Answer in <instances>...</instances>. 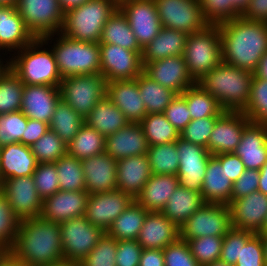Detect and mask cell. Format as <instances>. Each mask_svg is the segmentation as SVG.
Segmentation results:
<instances>
[{
  "mask_svg": "<svg viewBox=\"0 0 267 266\" xmlns=\"http://www.w3.org/2000/svg\"><path fill=\"white\" fill-rule=\"evenodd\" d=\"M261 234H262V238H267V224L264 228V231Z\"/></svg>",
  "mask_w": 267,
  "mask_h": 266,
  "instance_id": "75",
  "label": "cell"
},
{
  "mask_svg": "<svg viewBox=\"0 0 267 266\" xmlns=\"http://www.w3.org/2000/svg\"><path fill=\"white\" fill-rule=\"evenodd\" d=\"M86 191L89 194L117 190V161L106 152L81 160Z\"/></svg>",
  "mask_w": 267,
  "mask_h": 266,
  "instance_id": "21",
  "label": "cell"
},
{
  "mask_svg": "<svg viewBox=\"0 0 267 266\" xmlns=\"http://www.w3.org/2000/svg\"><path fill=\"white\" fill-rule=\"evenodd\" d=\"M143 72L176 94H182L197 82L191 77L183 55L167 57L143 65Z\"/></svg>",
  "mask_w": 267,
  "mask_h": 266,
  "instance_id": "20",
  "label": "cell"
},
{
  "mask_svg": "<svg viewBox=\"0 0 267 266\" xmlns=\"http://www.w3.org/2000/svg\"><path fill=\"white\" fill-rule=\"evenodd\" d=\"M217 118L218 117H206L191 120V122L180 133V138L184 141L201 145L208 150L209 138Z\"/></svg>",
  "mask_w": 267,
  "mask_h": 266,
  "instance_id": "55",
  "label": "cell"
},
{
  "mask_svg": "<svg viewBox=\"0 0 267 266\" xmlns=\"http://www.w3.org/2000/svg\"><path fill=\"white\" fill-rule=\"evenodd\" d=\"M257 78L267 80V52L262 56L259 61L258 68L254 72Z\"/></svg>",
  "mask_w": 267,
  "mask_h": 266,
  "instance_id": "67",
  "label": "cell"
},
{
  "mask_svg": "<svg viewBox=\"0 0 267 266\" xmlns=\"http://www.w3.org/2000/svg\"><path fill=\"white\" fill-rule=\"evenodd\" d=\"M149 144L139 122H129L105 138V152L118 161L146 154Z\"/></svg>",
  "mask_w": 267,
  "mask_h": 266,
  "instance_id": "25",
  "label": "cell"
},
{
  "mask_svg": "<svg viewBox=\"0 0 267 266\" xmlns=\"http://www.w3.org/2000/svg\"><path fill=\"white\" fill-rule=\"evenodd\" d=\"M187 103L191 120L206 117H219L224 110L217 100L197 83L181 94Z\"/></svg>",
  "mask_w": 267,
  "mask_h": 266,
  "instance_id": "41",
  "label": "cell"
},
{
  "mask_svg": "<svg viewBox=\"0 0 267 266\" xmlns=\"http://www.w3.org/2000/svg\"><path fill=\"white\" fill-rule=\"evenodd\" d=\"M24 84L6 62L0 67V114L21 110Z\"/></svg>",
  "mask_w": 267,
  "mask_h": 266,
  "instance_id": "39",
  "label": "cell"
},
{
  "mask_svg": "<svg viewBox=\"0 0 267 266\" xmlns=\"http://www.w3.org/2000/svg\"><path fill=\"white\" fill-rule=\"evenodd\" d=\"M89 193L59 190L43 200L40 216L55 223L85 214Z\"/></svg>",
  "mask_w": 267,
  "mask_h": 266,
  "instance_id": "22",
  "label": "cell"
},
{
  "mask_svg": "<svg viewBox=\"0 0 267 266\" xmlns=\"http://www.w3.org/2000/svg\"><path fill=\"white\" fill-rule=\"evenodd\" d=\"M142 251L137 240H117L116 266H139Z\"/></svg>",
  "mask_w": 267,
  "mask_h": 266,
  "instance_id": "59",
  "label": "cell"
},
{
  "mask_svg": "<svg viewBox=\"0 0 267 266\" xmlns=\"http://www.w3.org/2000/svg\"><path fill=\"white\" fill-rule=\"evenodd\" d=\"M8 252L0 245V262Z\"/></svg>",
  "mask_w": 267,
  "mask_h": 266,
  "instance_id": "73",
  "label": "cell"
},
{
  "mask_svg": "<svg viewBox=\"0 0 267 266\" xmlns=\"http://www.w3.org/2000/svg\"><path fill=\"white\" fill-rule=\"evenodd\" d=\"M119 8L142 49L159 34L162 25L154 0H120Z\"/></svg>",
  "mask_w": 267,
  "mask_h": 266,
  "instance_id": "14",
  "label": "cell"
},
{
  "mask_svg": "<svg viewBox=\"0 0 267 266\" xmlns=\"http://www.w3.org/2000/svg\"><path fill=\"white\" fill-rule=\"evenodd\" d=\"M250 0H233V6L242 14L247 8Z\"/></svg>",
  "mask_w": 267,
  "mask_h": 266,
  "instance_id": "69",
  "label": "cell"
},
{
  "mask_svg": "<svg viewBox=\"0 0 267 266\" xmlns=\"http://www.w3.org/2000/svg\"><path fill=\"white\" fill-rule=\"evenodd\" d=\"M179 167L177 177L182 187L201 193L203 179L209 158L212 156L207 148L177 140Z\"/></svg>",
  "mask_w": 267,
  "mask_h": 266,
  "instance_id": "16",
  "label": "cell"
},
{
  "mask_svg": "<svg viewBox=\"0 0 267 266\" xmlns=\"http://www.w3.org/2000/svg\"><path fill=\"white\" fill-rule=\"evenodd\" d=\"M203 204L200 192L179 185L161 213L180 228Z\"/></svg>",
  "mask_w": 267,
  "mask_h": 266,
  "instance_id": "34",
  "label": "cell"
},
{
  "mask_svg": "<svg viewBox=\"0 0 267 266\" xmlns=\"http://www.w3.org/2000/svg\"><path fill=\"white\" fill-rule=\"evenodd\" d=\"M18 0H0L1 6H16Z\"/></svg>",
  "mask_w": 267,
  "mask_h": 266,
  "instance_id": "71",
  "label": "cell"
},
{
  "mask_svg": "<svg viewBox=\"0 0 267 266\" xmlns=\"http://www.w3.org/2000/svg\"><path fill=\"white\" fill-rule=\"evenodd\" d=\"M117 240L106 232L97 245L79 263L81 266H116Z\"/></svg>",
  "mask_w": 267,
  "mask_h": 266,
  "instance_id": "51",
  "label": "cell"
},
{
  "mask_svg": "<svg viewBox=\"0 0 267 266\" xmlns=\"http://www.w3.org/2000/svg\"><path fill=\"white\" fill-rule=\"evenodd\" d=\"M151 168L146 154L126 157L117 161V190L135 199L149 180Z\"/></svg>",
  "mask_w": 267,
  "mask_h": 266,
  "instance_id": "30",
  "label": "cell"
},
{
  "mask_svg": "<svg viewBox=\"0 0 267 266\" xmlns=\"http://www.w3.org/2000/svg\"><path fill=\"white\" fill-rule=\"evenodd\" d=\"M9 253L30 266H49L64 262L60 223L41 216L21 220L18 236Z\"/></svg>",
  "mask_w": 267,
  "mask_h": 266,
  "instance_id": "2",
  "label": "cell"
},
{
  "mask_svg": "<svg viewBox=\"0 0 267 266\" xmlns=\"http://www.w3.org/2000/svg\"><path fill=\"white\" fill-rule=\"evenodd\" d=\"M140 97L144 102L147 114L164 113L171 100L177 95L171 89L160 85L142 72L136 79Z\"/></svg>",
  "mask_w": 267,
  "mask_h": 266,
  "instance_id": "38",
  "label": "cell"
},
{
  "mask_svg": "<svg viewBox=\"0 0 267 266\" xmlns=\"http://www.w3.org/2000/svg\"><path fill=\"white\" fill-rule=\"evenodd\" d=\"M88 1L89 0H58L61 10L64 14L71 9L82 6Z\"/></svg>",
  "mask_w": 267,
  "mask_h": 266,
  "instance_id": "65",
  "label": "cell"
},
{
  "mask_svg": "<svg viewBox=\"0 0 267 266\" xmlns=\"http://www.w3.org/2000/svg\"><path fill=\"white\" fill-rule=\"evenodd\" d=\"M42 39L51 47L62 78L100 74L99 43L73 40L60 32Z\"/></svg>",
  "mask_w": 267,
  "mask_h": 266,
  "instance_id": "5",
  "label": "cell"
},
{
  "mask_svg": "<svg viewBox=\"0 0 267 266\" xmlns=\"http://www.w3.org/2000/svg\"><path fill=\"white\" fill-rule=\"evenodd\" d=\"M254 73L221 62L197 84L210 93L224 111L242 112L247 107Z\"/></svg>",
  "mask_w": 267,
  "mask_h": 266,
  "instance_id": "3",
  "label": "cell"
},
{
  "mask_svg": "<svg viewBox=\"0 0 267 266\" xmlns=\"http://www.w3.org/2000/svg\"><path fill=\"white\" fill-rule=\"evenodd\" d=\"M242 112L251 122L267 124V80L253 76L247 107Z\"/></svg>",
  "mask_w": 267,
  "mask_h": 266,
  "instance_id": "46",
  "label": "cell"
},
{
  "mask_svg": "<svg viewBox=\"0 0 267 266\" xmlns=\"http://www.w3.org/2000/svg\"><path fill=\"white\" fill-rule=\"evenodd\" d=\"M84 124V118L60 99L56 104L49 129L54 131L65 144H68Z\"/></svg>",
  "mask_w": 267,
  "mask_h": 266,
  "instance_id": "40",
  "label": "cell"
},
{
  "mask_svg": "<svg viewBox=\"0 0 267 266\" xmlns=\"http://www.w3.org/2000/svg\"><path fill=\"white\" fill-rule=\"evenodd\" d=\"M28 118L22 111L0 114V146L16 142L22 143Z\"/></svg>",
  "mask_w": 267,
  "mask_h": 266,
  "instance_id": "50",
  "label": "cell"
},
{
  "mask_svg": "<svg viewBox=\"0 0 267 266\" xmlns=\"http://www.w3.org/2000/svg\"><path fill=\"white\" fill-rule=\"evenodd\" d=\"M20 221L6 196L0 191V245L7 252H10L15 244Z\"/></svg>",
  "mask_w": 267,
  "mask_h": 266,
  "instance_id": "48",
  "label": "cell"
},
{
  "mask_svg": "<svg viewBox=\"0 0 267 266\" xmlns=\"http://www.w3.org/2000/svg\"><path fill=\"white\" fill-rule=\"evenodd\" d=\"M75 264L73 263H69V262H61V263H58V264H54V265H49V266H74Z\"/></svg>",
  "mask_w": 267,
  "mask_h": 266,
  "instance_id": "74",
  "label": "cell"
},
{
  "mask_svg": "<svg viewBox=\"0 0 267 266\" xmlns=\"http://www.w3.org/2000/svg\"><path fill=\"white\" fill-rule=\"evenodd\" d=\"M259 171L246 169L243 174L233 183L231 202L252 192L258 191Z\"/></svg>",
  "mask_w": 267,
  "mask_h": 266,
  "instance_id": "60",
  "label": "cell"
},
{
  "mask_svg": "<svg viewBox=\"0 0 267 266\" xmlns=\"http://www.w3.org/2000/svg\"><path fill=\"white\" fill-rule=\"evenodd\" d=\"M246 170L245 165L234 152L225 153V172L227 177L234 183Z\"/></svg>",
  "mask_w": 267,
  "mask_h": 266,
  "instance_id": "63",
  "label": "cell"
},
{
  "mask_svg": "<svg viewBox=\"0 0 267 266\" xmlns=\"http://www.w3.org/2000/svg\"><path fill=\"white\" fill-rule=\"evenodd\" d=\"M84 122L87 126L95 129L105 138L120 130L130 121L124 116L119 108L105 96L99 100Z\"/></svg>",
  "mask_w": 267,
  "mask_h": 266,
  "instance_id": "35",
  "label": "cell"
},
{
  "mask_svg": "<svg viewBox=\"0 0 267 266\" xmlns=\"http://www.w3.org/2000/svg\"><path fill=\"white\" fill-rule=\"evenodd\" d=\"M191 77L197 82L222 62V47L218 25L188 34L183 54Z\"/></svg>",
  "mask_w": 267,
  "mask_h": 266,
  "instance_id": "7",
  "label": "cell"
},
{
  "mask_svg": "<svg viewBox=\"0 0 267 266\" xmlns=\"http://www.w3.org/2000/svg\"><path fill=\"white\" fill-rule=\"evenodd\" d=\"M168 122L175 127L179 134L191 122L190 111L185 98L177 94L163 113Z\"/></svg>",
  "mask_w": 267,
  "mask_h": 266,
  "instance_id": "58",
  "label": "cell"
},
{
  "mask_svg": "<svg viewBox=\"0 0 267 266\" xmlns=\"http://www.w3.org/2000/svg\"><path fill=\"white\" fill-rule=\"evenodd\" d=\"M196 261L204 266L219 260L223 244V236H204L186 241Z\"/></svg>",
  "mask_w": 267,
  "mask_h": 266,
  "instance_id": "49",
  "label": "cell"
},
{
  "mask_svg": "<svg viewBox=\"0 0 267 266\" xmlns=\"http://www.w3.org/2000/svg\"><path fill=\"white\" fill-rule=\"evenodd\" d=\"M246 169L260 170L267 161V124L250 122L234 151Z\"/></svg>",
  "mask_w": 267,
  "mask_h": 266,
  "instance_id": "28",
  "label": "cell"
},
{
  "mask_svg": "<svg viewBox=\"0 0 267 266\" xmlns=\"http://www.w3.org/2000/svg\"><path fill=\"white\" fill-rule=\"evenodd\" d=\"M232 188L233 182L225 172V153L212 155L201 188L204 202L228 205L231 202Z\"/></svg>",
  "mask_w": 267,
  "mask_h": 266,
  "instance_id": "26",
  "label": "cell"
},
{
  "mask_svg": "<svg viewBox=\"0 0 267 266\" xmlns=\"http://www.w3.org/2000/svg\"><path fill=\"white\" fill-rule=\"evenodd\" d=\"M250 119L239 111H224L215 121V126L208 142L211 155L231 153L237 148L244 128Z\"/></svg>",
  "mask_w": 267,
  "mask_h": 266,
  "instance_id": "19",
  "label": "cell"
},
{
  "mask_svg": "<svg viewBox=\"0 0 267 266\" xmlns=\"http://www.w3.org/2000/svg\"><path fill=\"white\" fill-rule=\"evenodd\" d=\"M228 205L205 203L180 227V239L188 241L204 236H224L230 229Z\"/></svg>",
  "mask_w": 267,
  "mask_h": 266,
  "instance_id": "11",
  "label": "cell"
},
{
  "mask_svg": "<svg viewBox=\"0 0 267 266\" xmlns=\"http://www.w3.org/2000/svg\"><path fill=\"white\" fill-rule=\"evenodd\" d=\"M265 265L267 266V238H263Z\"/></svg>",
  "mask_w": 267,
  "mask_h": 266,
  "instance_id": "72",
  "label": "cell"
},
{
  "mask_svg": "<svg viewBox=\"0 0 267 266\" xmlns=\"http://www.w3.org/2000/svg\"><path fill=\"white\" fill-rule=\"evenodd\" d=\"M99 49L100 74L107 82L133 80L143 72L142 52L107 43H99Z\"/></svg>",
  "mask_w": 267,
  "mask_h": 266,
  "instance_id": "13",
  "label": "cell"
},
{
  "mask_svg": "<svg viewBox=\"0 0 267 266\" xmlns=\"http://www.w3.org/2000/svg\"><path fill=\"white\" fill-rule=\"evenodd\" d=\"M241 16L248 20L267 23V0H250Z\"/></svg>",
  "mask_w": 267,
  "mask_h": 266,
  "instance_id": "62",
  "label": "cell"
},
{
  "mask_svg": "<svg viewBox=\"0 0 267 266\" xmlns=\"http://www.w3.org/2000/svg\"><path fill=\"white\" fill-rule=\"evenodd\" d=\"M60 99L69 104L84 119L107 93V81L102 74L74 75L62 78Z\"/></svg>",
  "mask_w": 267,
  "mask_h": 266,
  "instance_id": "8",
  "label": "cell"
},
{
  "mask_svg": "<svg viewBox=\"0 0 267 266\" xmlns=\"http://www.w3.org/2000/svg\"><path fill=\"white\" fill-rule=\"evenodd\" d=\"M33 180L43 200L60 190L55 163H38L33 173Z\"/></svg>",
  "mask_w": 267,
  "mask_h": 266,
  "instance_id": "53",
  "label": "cell"
},
{
  "mask_svg": "<svg viewBox=\"0 0 267 266\" xmlns=\"http://www.w3.org/2000/svg\"><path fill=\"white\" fill-rule=\"evenodd\" d=\"M15 7L35 38L61 32L64 13L58 0H18Z\"/></svg>",
  "mask_w": 267,
  "mask_h": 266,
  "instance_id": "10",
  "label": "cell"
},
{
  "mask_svg": "<svg viewBox=\"0 0 267 266\" xmlns=\"http://www.w3.org/2000/svg\"><path fill=\"white\" fill-rule=\"evenodd\" d=\"M222 62L254 73L267 52V23L242 16L218 24Z\"/></svg>",
  "mask_w": 267,
  "mask_h": 266,
  "instance_id": "1",
  "label": "cell"
},
{
  "mask_svg": "<svg viewBox=\"0 0 267 266\" xmlns=\"http://www.w3.org/2000/svg\"><path fill=\"white\" fill-rule=\"evenodd\" d=\"M204 266H233V265H230L228 263H225L224 261H222V260L219 259V260H215L212 263L206 264Z\"/></svg>",
  "mask_w": 267,
  "mask_h": 266,
  "instance_id": "70",
  "label": "cell"
},
{
  "mask_svg": "<svg viewBox=\"0 0 267 266\" xmlns=\"http://www.w3.org/2000/svg\"><path fill=\"white\" fill-rule=\"evenodd\" d=\"M139 123L149 146L176 142L180 138L179 132L163 113L147 114Z\"/></svg>",
  "mask_w": 267,
  "mask_h": 266,
  "instance_id": "43",
  "label": "cell"
},
{
  "mask_svg": "<svg viewBox=\"0 0 267 266\" xmlns=\"http://www.w3.org/2000/svg\"><path fill=\"white\" fill-rule=\"evenodd\" d=\"M231 226L236 229L261 234L267 221V195L252 192L228 204Z\"/></svg>",
  "mask_w": 267,
  "mask_h": 266,
  "instance_id": "17",
  "label": "cell"
},
{
  "mask_svg": "<svg viewBox=\"0 0 267 266\" xmlns=\"http://www.w3.org/2000/svg\"><path fill=\"white\" fill-rule=\"evenodd\" d=\"M59 100V87L50 85H24L21 111L29 119L50 124Z\"/></svg>",
  "mask_w": 267,
  "mask_h": 266,
  "instance_id": "23",
  "label": "cell"
},
{
  "mask_svg": "<svg viewBox=\"0 0 267 266\" xmlns=\"http://www.w3.org/2000/svg\"><path fill=\"white\" fill-rule=\"evenodd\" d=\"M106 96L130 122H140L147 115L135 79L107 82Z\"/></svg>",
  "mask_w": 267,
  "mask_h": 266,
  "instance_id": "29",
  "label": "cell"
},
{
  "mask_svg": "<svg viewBox=\"0 0 267 266\" xmlns=\"http://www.w3.org/2000/svg\"><path fill=\"white\" fill-rule=\"evenodd\" d=\"M188 34L162 27L159 34L143 48L142 65L172 56L184 54Z\"/></svg>",
  "mask_w": 267,
  "mask_h": 266,
  "instance_id": "33",
  "label": "cell"
},
{
  "mask_svg": "<svg viewBox=\"0 0 267 266\" xmlns=\"http://www.w3.org/2000/svg\"><path fill=\"white\" fill-rule=\"evenodd\" d=\"M133 200L129 194L119 190L89 194L84 216L92 225L107 232Z\"/></svg>",
  "mask_w": 267,
  "mask_h": 266,
  "instance_id": "18",
  "label": "cell"
},
{
  "mask_svg": "<svg viewBox=\"0 0 267 266\" xmlns=\"http://www.w3.org/2000/svg\"><path fill=\"white\" fill-rule=\"evenodd\" d=\"M0 266H30V265L26 262H21L17 260L14 256H12L8 252L0 262Z\"/></svg>",
  "mask_w": 267,
  "mask_h": 266,
  "instance_id": "68",
  "label": "cell"
},
{
  "mask_svg": "<svg viewBox=\"0 0 267 266\" xmlns=\"http://www.w3.org/2000/svg\"><path fill=\"white\" fill-rule=\"evenodd\" d=\"M255 233L231 228L223 236L220 260L235 266L241 253V243H246Z\"/></svg>",
  "mask_w": 267,
  "mask_h": 266,
  "instance_id": "54",
  "label": "cell"
},
{
  "mask_svg": "<svg viewBox=\"0 0 267 266\" xmlns=\"http://www.w3.org/2000/svg\"><path fill=\"white\" fill-rule=\"evenodd\" d=\"M34 39L16 7L0 5V55L5 57L9 53L11 57Z\"/></svg>",
  "mask_w": 267,
  "mask_h": 266,
  "instance_id": "24",
  "label": "cell"
},
{
  "mask_svg": "<svg viewBox=\"0 0 267 266\" xmlns=\"http://www.w3.org/2000/svg\"><path fill=\"white\" fill-rule=\"evenodd\" d=\"M180 238V228L161 212H148L137 238L142 249H164Z\"/></svg>",
  "mask_w": 267,
  "mask_h": 266,
  "instance_id": "27",
  "label": "cell"
},
{
  "mask_svg": "<svg viewBox=\"0 0 267 266\" xmlns=\"http://www.w3.org/2000/svg\"><path fill=\"white\" fill-rule=\"evenodd\" d=\"M6 57L9 67L24 85L59 87L62 77L57 69L54 53L42 38H35L11 57Z\"/></svg>",
  "mask_w": 267,
  "mask_h": 266,
  "instance_id": "4",
  "label": "cell"
},
{
  "mask_svg": "<svg viewBox=\"0 0 267 266\" xmlns=\"http://www.w3.org/2000/svg\"><path fill=\"white\" fill-rule=\"evenodd\" d=\"M5 60H3V59ZM7 59H5V57L3 55H0V67L6 62Z\"/></svg>",
  "mask_w": 267,
  "mask_h": 266,
  "instance_id": "76",
  "label": "cell"
},
{
  "mask_svg": "<svg viewBox=\"0 0 267 266\" xmlns=\"http://www.w3.org/2000/svg\"><path fill=\"white\" fill-rule=\"evenodd\" d=\"M162 27L192 34L209 23L203 17L198 0H154Z\"/></svg>",
  "mask_w": 267,
  "mask_h": 266,
  "instance_id": "12",
  "label": "cell"
},
{
  "mask_svg": "<svg viewBox=\"0 0 267 266\" xmlns=\"http://www.w3.org/2000/svg\"><path fill=\"white\" fill-rule=\"evenodd\" d=\"M100 43L119 45L129 50L143 52L132 32L126 15L119 7L105 23Z\"/></svg>",
  "mask_w": 267,
  "mask_h": 266,
  "instance_id": "36",
  "label": "cell"
},
{
  "mask_svg": "<svg viewBox=\"0 0 267 266\" xmlns=\"http://www.w3.org/2000/svg\"><path fill=\"white\" fill-rule=\"evenodd\" d=\"M0 191L20 220L40 216L43 199L38 194L33 176L7 178L0 183Z\"/></svg>",
  "mask_w": 267,
  "mask_h": 266,
  "instance_id": "15",
  "label": "cell"
},
{
  "mask_svg": "<svg viewBox=\"0 0 267 266\" xmlns=\"http://www.w3.org/2000/svg\"><path fill=\"white\" fill-rule=\"evenodd\" d=\"M49 130V124L28 118L27 128L22 136V144L31 146Z\"/></svg>",
  "mask_w": 267,
  "mask_h": 266,
  "instance_id": "61",
  "label": "cell"
},
{
  "mask_svg": "<svg viewBox=\"0 0 267 266\" xmlns=\"http://www.w3.org/2000/svg\"><path fill=\"white\" fill-rule=\"evenodd\" d=\"M203 17L210 25H218L242 14L233 6V0H198Z\"/></svg>",
  "mask_w": 267,
  "mask_h": 266,
  "instance_id": "52",
  "label": "cell"
},
{
  "mask_svg": "<svg viewBox=\"0 0 267 266\" xmlns=\"http://www.w3.org/2000/svg\"><path fill=\"white\" fill-rule=\"evenodd\" d=\"M139 266H165L163 249H143Z\"/></svg>",
  "mask_w": 267,
  "mask_h": 266,
  "instance_id": "64",
  "label": "cell"
},
{
  "mask_svg": "<svg viewBox=\"0 0 267 266\" xmlns=\"http://www.w3.org/2000/svg\"><path fill=\"white\" fill-rule=\"evenodd\" d=\"M60 232L64 260L73 264H79L105 233L84 215L60 223Z\"/></svg>",
  "mask_w": 267,
  "mask_h": 266,
  "instance_id": "9",
  "label": "cell"
},
{
  "mask_svg": "<svg viewBox=\"0 0 267 266\" xmlns=\"http://www.w3.org/2000/svg\"><path fill=\"white\" fill-rule=\"evenodd\" d=\"M105 152V137L84 124L67 144V154L79 160Z\"/></svg>",
  "mask_w": 267,
  "mask_h": 266,
  "instance_id": "42",
  "label": "cell"
},
{
  "mask_svg": "<svg viewBox=\"0 0 267 266\" xmlns=\"http://www.w3.org/2000/svg\"><path fill=\"white\" fill-rule=\"evenodd\" d=\"M258 191L267 195V161L259 170V186Z\"/></svg>",
  "mask_w": 267,
  "mask_h": 266,
  "instance_id": "66",
  "label": "cell"
},
{
  "mask_svg": "<svg viewBox=\"0 0 267 266\" xmlns=\"http://www.w3.org/2000/svg\"><path fill=\"white\" fill-rule=\"evenodd\" d=\"M165 266H201L191 254L186 241L178 239L163 249Z\"/></svg>",
  "mask_w": 267,
  "mask_h": 266,
  "instance_id": "57",
  "label": "cell"
},
{
  "mask_svg": "<svg viewBox=\"0 0 267 266\" xmlns=\"http://www.w3.org/2000/svg\"><path fill=\"white\" fill-rule=\"evenodd\" d=\"M179 185L176 175L152 174L135 200L149 212H161Z\"/></svg>",
  "mask_w": 267,
  "mask_h": 266,
  "instance_id": "32",
  "label": "cell"
},
{
  "mask_svg": "<svg viewBox=\"0 0 267 266\" xmlns=\"http://www.w3.org/2000/svg\"><path fill=\"white\" fill-rule=\"evenodd\" d=\"M148 212L134 199L106 233L116 240H137Z\"/></svg>",
  "mask_w": 267,
  "mask_h": 266,
  "instance_id": "37",
  "label": "cell"
},
{
  "mask_svg": "<svg viewBox=\"0 0 267 266\" xmlns=\"http://www.w3.org/2000/svg\"><path fill=\"white\" fill-rule=\"evenodd\" d=\"M262 234H254L246 243H241L240 257L235 266H266Z\"/></svg>",
  "mask_w": 267,
  "mask_h": 266,
  "instance_id": "56",
  "label": "cell"
},
{
  "mask_svg": "<svg viewBox=\"0 0 267 266\" xmlns=\"http://www.w3.org/2000/svg\"><path fill=\"white\" fill-rule=\"evenodd\" d=\"M146 155L152 174L177 175L179 167L177 141L149 146Z\"/></svg>",
  "mask_w": 267,
  "mask_h": 266,
  "instance_id": "44",
  "label": "cell"
},
{
  "mask_svg": "<svg viewBox=\"0 0 267 266\" xmlns=\"http://www.w3.org/2000/svg\"><path fill=\"white\" fill-rule=\"evenodd\" d=\"M118 7L117 0H89L64 14L60 33L73 40L100 43L103 27Z\"/></svg>",
  "mask_w": 267,
  "mask_h": 266,
  "instance_id": "6",
  "label": "cell"
},
{
  "mask_svg": "<svg viewBox=\"0 0 267 266\" xmlns=\"http://www.w3.org/2000/svg\"><path fill=\"white\" fill-rule=\"evenodd\" d=\"M31 150L38 163H55L67 154V144L49 129L31 145Z\"/></svg>",
  "mask_w": 267,
  "mask_h": 266,
  "instance_id": "47",
  "label": "cell"
},
{
  "mask_svg": "<svg viewBox=\"0 0 267 266\" xmlns=\"http://www.w3.org/2000/svg\"><path fill=\"white\" fill-rule=\"evenodd\" d=\"M59 189L62 191L86 190L81 160L68 154L55 162Z\"/></svg>",
  "mask_w": 267,
  "mask_h": 266,
  "instance_id": "45",
  "label": "cell"
},
{
  "mask_svg": "<svg viewBox=\"0 0 267 266\" xmlns=\"http://www.w3.org/2000/svg\"><path fill=\"white\" fill-rule=\"evenodd\" d=\"M37 165L31 146L16 142L0 147V183L7 178L33 176Z\"/></svg>",
  "mask_w": 267,
  "mask_h": 266,
  "instance_id": "31",
  "label": "cell"
}]
</instances>
